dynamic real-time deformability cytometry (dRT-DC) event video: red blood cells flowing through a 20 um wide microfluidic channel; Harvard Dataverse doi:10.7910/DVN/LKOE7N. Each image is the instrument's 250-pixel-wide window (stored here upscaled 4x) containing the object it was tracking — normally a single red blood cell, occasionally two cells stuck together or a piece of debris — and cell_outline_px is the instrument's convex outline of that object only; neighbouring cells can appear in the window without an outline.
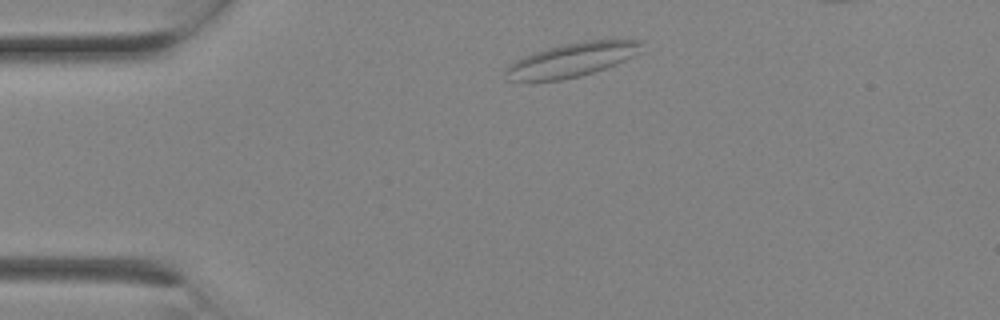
{"species": "Egyptian fruit bat (a non-hibernating species)", "species_latin": "Rousettus aegyptiacus", "temperature_condition": "room temperature", "stored_images_in_passage": 3, "camera_frame_rate_fps": 3000, "um_per_image_px": 0.085, "animal": {"sex": "female"}, "frame": {"image": 1, "passage_image": 3, "time_ms": 0.667, "image_size_px": [1000, 320], "cell_outline_px": [[644, 52], [616, 64], [580, 76], [564, 80], [524, 84], [508, 80], [504, 72], [504, 68], [508, 64], [524, 56], [548, 48], [564, 44], [584, 40], [644, 40]], "centroid_in_image_um": [48.57, 5.13], "position_along_channel_um": 36.4, "area_um2": 27.74}}